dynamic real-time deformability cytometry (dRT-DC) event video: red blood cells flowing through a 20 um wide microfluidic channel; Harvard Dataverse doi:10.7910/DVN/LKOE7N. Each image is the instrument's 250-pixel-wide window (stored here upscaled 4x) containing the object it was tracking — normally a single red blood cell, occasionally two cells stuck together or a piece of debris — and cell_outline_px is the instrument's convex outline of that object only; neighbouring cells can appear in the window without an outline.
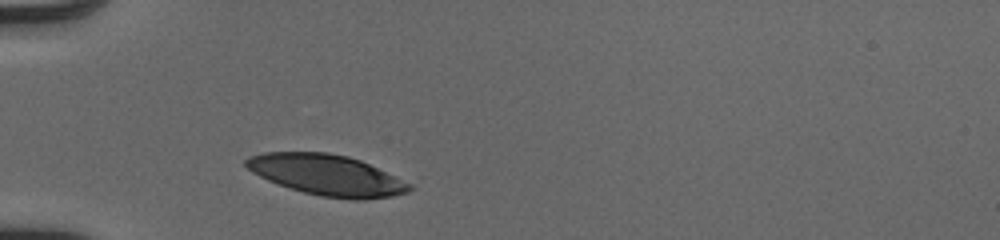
{"species": "human", "species_latin": "Homo sapiens", "temperature_condition": "cold", "stored_images_in_passage": 28, "camera_frame_rate_fps": 3000, "um_per_image_px": 0.085, "donor": {"sex": "male"}, "frame": {"image": 1, "passage_image": 1, "time_ms": 0.0, "image_size_px": [1000, 240], "cell_outline_px": [[412, 188], [408, 192], [392, 196], [364, 200], [352, 200], [320, 196], [304, 192], [268, 180], [252, 172], [244, 164], [244, 160], [248, 156], [264, 152], [328, 152], [348, 156], [360, 160], [412, 184]], "centroid_in_image_um": [27.78, 14.87], "position_along_channel_um": 57.2, "area_um2": 38.73}}
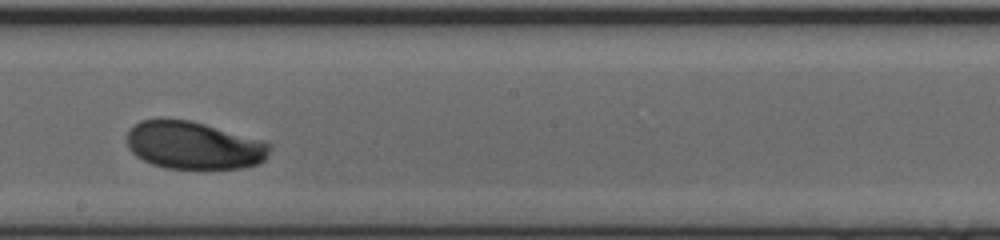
{"frame": {"image": 2, "passage_image": 15, "time_ms": 4.667, "image_size_px": [1000, 240], "cell_outline_px": [[272, 148], [264, 160], [256, 164], [240, 168], [164, 168], [152, 164], [136, 156], [128, 148], [128, 128], [140, 120], [160, 116], [168, 116], [188, 120], [204, 124], [260, 140], [272, 144]], "centroid_in_image_um": [16.4, 12.32], "position_along_channel_um": 231.8, "area_um2": 40.0}}
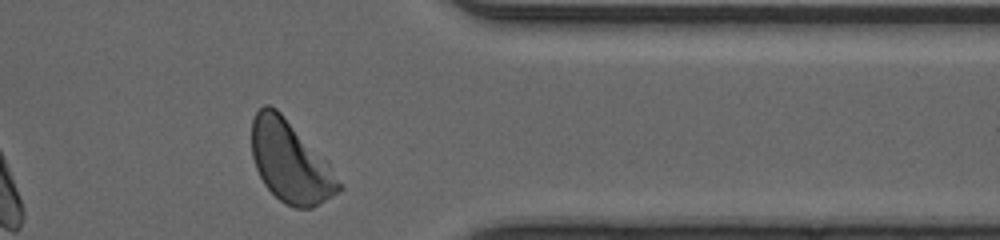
{"frame": {"image": 3, "passage_image": 27, "time_ms": 8.667, "image_size_px": [1000, 240], "cell_outline_px": [[344, 188], [332, 196], [312, 208], [296, 208], [284, 204], [264, 184], [256, 168], [252, 156], [252, 120], [256, 112], [264, 104], [268, 104], [276, 108], [328, 160], [344, 184]], "centroid_in_image_um": [24.72, 13.75], "position_along_channel_um": 386.7, "area_um2": 41.67}, "authors_computed_cell_mechanics": {"area_um2": 39.9976, "velocity_mm_per_s": 4.0504, "shape_relaxation_time_tau1_ms": 1.8127, "shape_relaxation_time_tau2_ms": null, "deformation_change_tau1": 0.1033, "deformation_change_tau2": null}}